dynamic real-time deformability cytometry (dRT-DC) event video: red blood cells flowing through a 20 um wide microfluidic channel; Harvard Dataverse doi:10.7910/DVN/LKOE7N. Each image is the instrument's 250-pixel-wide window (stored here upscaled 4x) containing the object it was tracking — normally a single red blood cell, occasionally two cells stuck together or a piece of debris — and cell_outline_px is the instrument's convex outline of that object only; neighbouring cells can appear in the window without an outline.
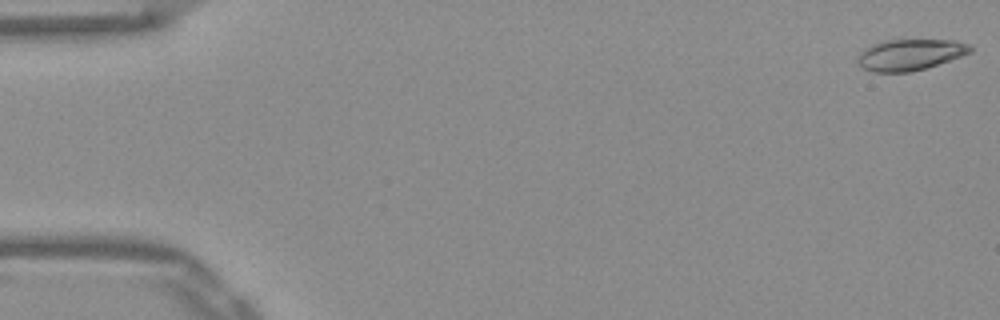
{"species": "Egyptian fruit bat (a non-hibernating species)", "species_latin": "Rousettus aegyptiacus", "temperature_condition": "warm", "stored_images_in_passage": 52, "camera_frame_rate_fps": 3000, "um_per_image_px": 0.085, "frame": {"image": 1, "passage_image": 1, "time_ms": 0.0, "image_size_px": [1000, 320], "cell_outline_px": [[972, 52], [912, 72], [872, 72], [860, 68], [856, 64], [856, 60], [860, 52], [864, 48], [872, 44], [884, 40], [956, 40], [972, 44]], "centroid_in_image_um": [77.3, 4.64], "position_along_channel_um": 7.7, "area_um2": 20.63}}
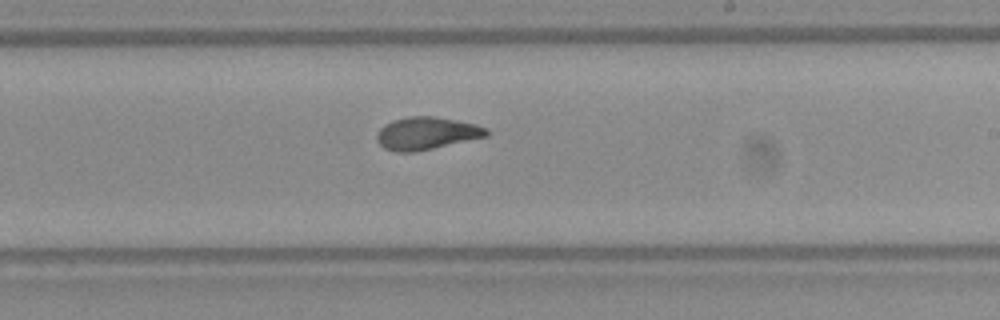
{"frame": {"image": 2, "passage_image": 31, "time_ms": 10.0, "image_size_px": [1000, 320], "cell_outline_px": [[492, 132], [488, 136], [432, 148], [412, 152], [396, 152], [384, 148], [376, 140], [376, 132], [384, 124], [392, 120], [408, 116], [436, 116], [476, 124], [488, 128]], "centroid_in_image_um": [36.26, 11.32], "position_along_channel_um": 252.7, "area_um2": 20.98}}
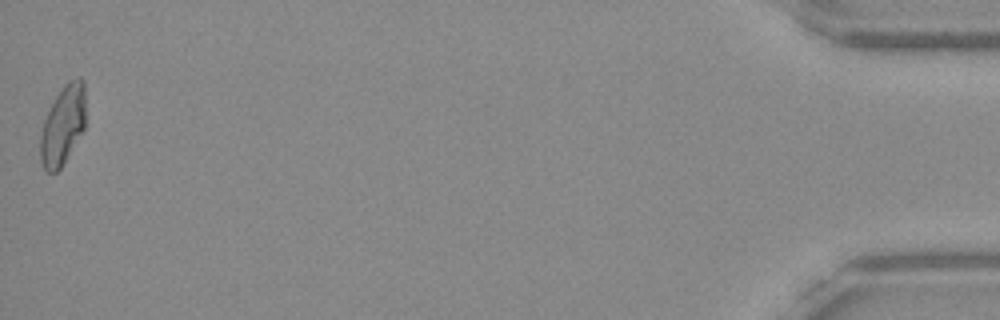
{"frame": {"image": 3, "passage_image": 52, "time_ms": 17.0, "image_size_px": [1000, 320], "cell_outline_px": [[84, 128], [60, 168], [56, 172], [48, 172], [44, 168], [40, 160], [40, 136], [44, 120], [56, 96], [64, 84], [68, 80], [80, 76], [84, 80]], "centroid_in_image_um": [5.33, 10.61], "position_along_channel_um": 429.9, "area_um2": 20.52}, "authors_computed_cell_mechanics": {"area_um2": 20.6346, "velocity_mm_per_s": 3.9016, "shape_relaxation_time_tau1_ms": 8.441, "shape_relaxation_time_tau2_ms": 1.7185, "deformation_change_tau1": 0.2371, "deformation_change_tau2": 0.0817}}